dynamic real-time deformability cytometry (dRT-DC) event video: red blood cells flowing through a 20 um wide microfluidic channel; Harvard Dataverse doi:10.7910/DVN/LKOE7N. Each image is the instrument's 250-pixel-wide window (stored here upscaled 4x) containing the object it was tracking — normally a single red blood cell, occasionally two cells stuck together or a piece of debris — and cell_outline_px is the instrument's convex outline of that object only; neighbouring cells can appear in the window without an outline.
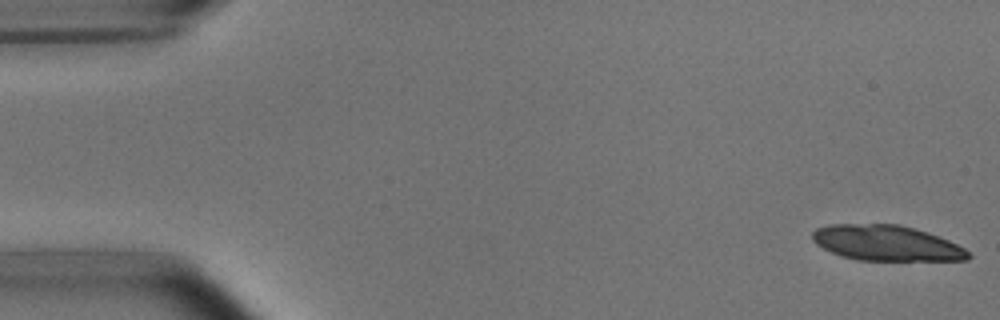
{"species": "common noctule bat (a hibernating species)", "species_latin": "Nyctalus noctula", "temperature_condition": "room temperature", "stored_images_in_passage": 24, "camera_frame_rate_fps": 3000, "um_per_image_px": 0.085, "animal": {"sex": "male", "body_mass_g": 15.6}, "frame": {"image": 1, "passage_image": 1, "time_ms": 0.0, "image_size_px": [1000, 320], "cell_outline_px": [[972, 256], [968, 260], [856, 260], [840, 256], [816, 244], [812, 240], [812, 232], [816, 228], [828, 224], [900, 224], [928, 232], [948, 240], [964, 248]], "centroid_in_image_um": [75.33, 20.65], "position_along_channel_um": 9.7, "area_um2": 32.25}}